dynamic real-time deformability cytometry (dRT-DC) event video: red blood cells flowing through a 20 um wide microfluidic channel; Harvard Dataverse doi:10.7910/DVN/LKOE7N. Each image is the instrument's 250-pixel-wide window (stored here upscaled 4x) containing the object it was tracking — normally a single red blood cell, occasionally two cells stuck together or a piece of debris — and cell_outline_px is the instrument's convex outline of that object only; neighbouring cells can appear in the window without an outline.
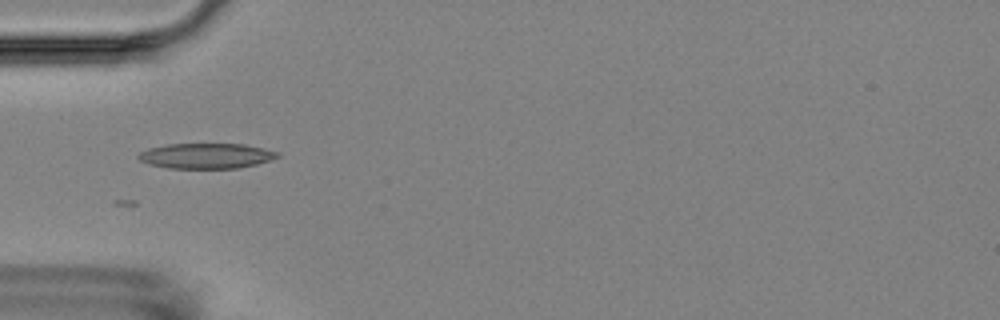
{"species": "Egyptian fruit bat (a non-hibernating species)", "species_latin": "Rousettus aegyptiacus", "temperature_condition": "room temperature", "stored_images_in_passage": 14, "camera_frame_rate_fps": 3000, "um_per_image_px": 0.085, "animal": {"sex": "female"}, "frame": {"image": 1, "passage_image": 3, "time_ms": 2.333, "image_size_px": [1000, 320], "cell_outline_px": [[280, 156], [256, 164], [236, 168], [168, 168], [148, 164], [140, 160], [136, 156], [140, 152], [148, 148], [168, 144], [244, 144], [280, 152]], "centroid_in_image_um": [17.5, 13.24], "position_along_channel_um": 67.5, "area_um2": 20.4}}
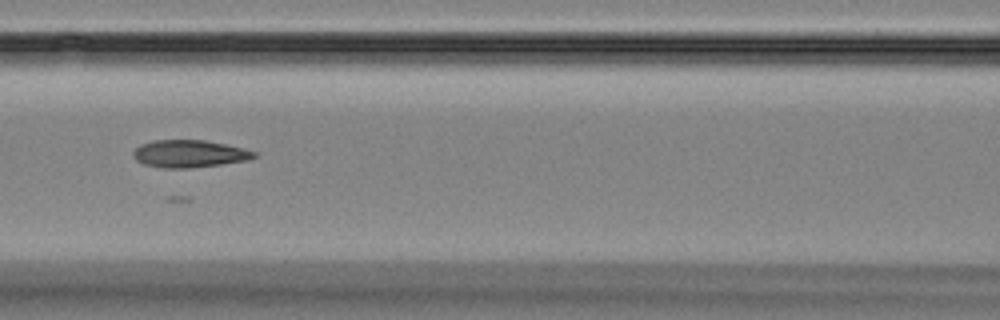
{"frame": {"image": 2, "passage_image": 5, "time_ms": 4.667, "image_size_px": [1000, 320], "cell_outline_px": [[256, 156], [248, 160], [220, 164], [188, 168], [164, 168], [144, 164], [136, 160], [132, 156], [132, 152], [140, 144], [152, 140], [204, 140], [224, 144], [256, 152]], "centroid_in_image_um": [16.03, 13.06], "position_along_channel_um": 150.6, "area_um2": 19.13}}
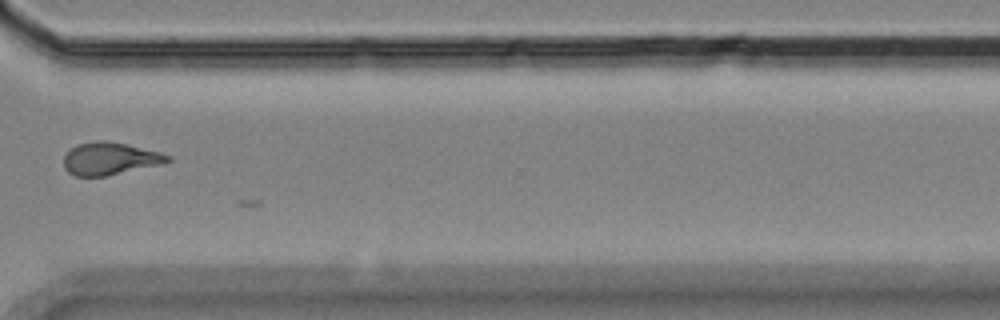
{"frame": {"image": 3, "passage_image": 10, "time_ms": 10.667, "image_size_px": [1000, 320], "cell_outline_px": [[172, 160], [160, 164], [104, 176], [76, 176], [68, 172], [64, 168], [64, 156], [76, 144], [96, 140], [104, 140], [124, 144], [160, 152], [172, 156]], "centroid_in_image_um": [9.32, 13.48], "position_along_channel_um": 361.3, "area_um2": 19.42}}